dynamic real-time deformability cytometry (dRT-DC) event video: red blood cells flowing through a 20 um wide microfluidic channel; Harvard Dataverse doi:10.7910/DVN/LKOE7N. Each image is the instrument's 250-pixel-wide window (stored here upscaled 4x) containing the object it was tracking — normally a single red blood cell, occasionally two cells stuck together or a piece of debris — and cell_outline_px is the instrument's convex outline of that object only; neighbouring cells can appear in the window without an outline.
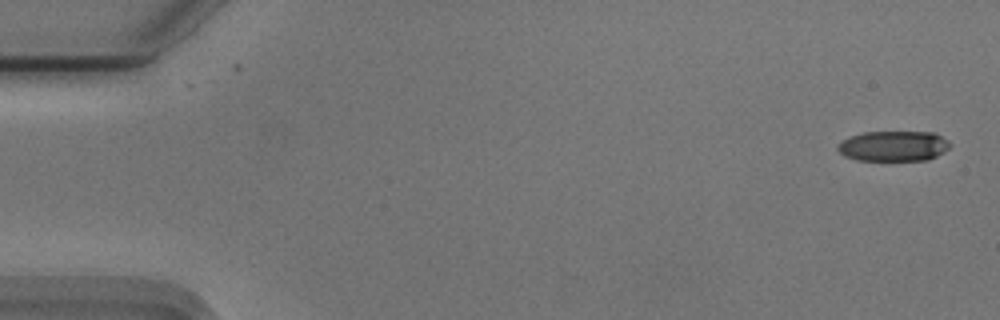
{"species": "Egyptian fruit bat (a non-hibernating species)", "species_latin": "Rousettus aegyptiacus", "temperature_condition": "cold", "stored_images_in_passage": 54, "camera_frame_rate_fps": 3000, "um_per_image_px": 0.085, "animal": {"sex": "male"}, "frame": {"image": 1, "passage_image": 1, "time_ms": 0.0, "image_size_px": [1000, 320], "cell_outline_px": [[952, 144], [944, 152], [928, 160], [856, 160], [844, 156], [836, 148], [844, 140], [852, 136], [864, 132], [936, 132], [948, 140]], "centroid_in_image_um": [76.0, 12.41], "position_along_channel_um": 9.0, "area_um2": 19.83}}
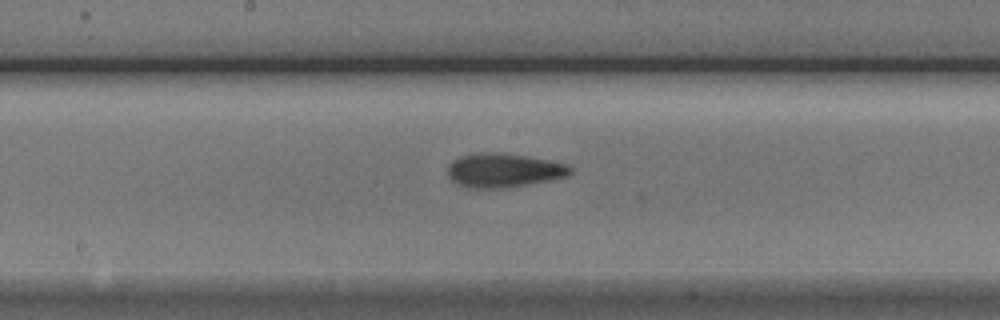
{"frame": {"image": 2, "passage_image": 28, "time_ms": 9.0, "image_size_px": [1000, 320], "cell_outline_px": [[572, 172], [568, 176], [528, 184], [504, 188], [468, 188], [456, 184], [448, 176], [448, 164], [452, 160], [460, 156], [524, 156], [564, 164], [572, 168]], "centroid_in_image_um": [42.79, 14.55], "position_along_channel_um": 205.4, "area_um2": 22.95}}
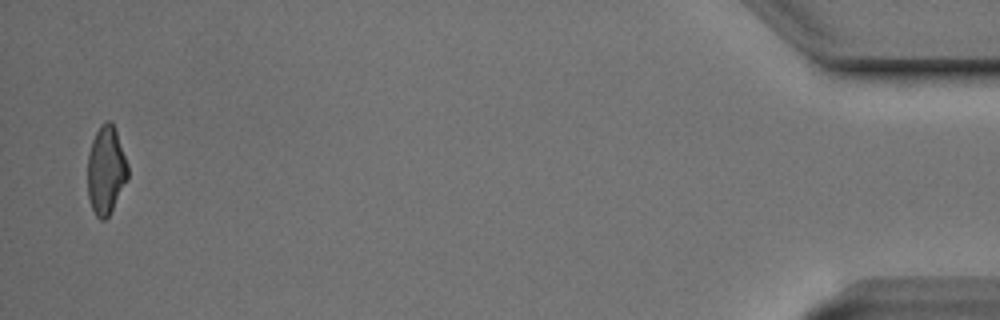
{"frame": {"image": 3, "passage_image": 53, "time_ms": 17.333, "image_size_px": [1000, 320], "cell_outline_px": [[128, 176], [108, 216], [104, 220], [100, 220], [96, 216], [92, 208], [88, 196], [88, 156], [92, 140], [100, 124], [104, 120], [112, 120], [128, 164]], "centroid_in_image_um": [9.0, 14.42], "position_along_channel_um": 426.2, "area_um2": 20.46}, "authors_computed_cell_mechanics": {"area_um2": 22.0796, "velocity_mm_per_s": 3.7346, "shape_relaxation_time_tau1_ms": 4.4962, "shape_relaxation_time_tau2_ms": 4.4632, "deformation_change_tau1": 0.1498, "deformation_change_tau2": 0.1314}}